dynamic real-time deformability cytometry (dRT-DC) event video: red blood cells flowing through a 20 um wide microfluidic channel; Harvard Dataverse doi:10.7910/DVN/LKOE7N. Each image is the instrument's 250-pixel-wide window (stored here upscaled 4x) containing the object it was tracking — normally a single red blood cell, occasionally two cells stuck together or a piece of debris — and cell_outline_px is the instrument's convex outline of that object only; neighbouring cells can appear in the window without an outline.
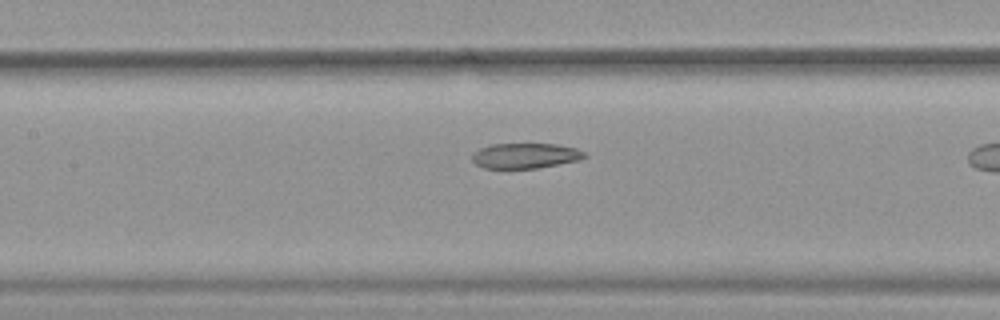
{"species": "common noctule bat (a hibernating species)", "species_latin": "Nyctalus noctula", "temperature_condition": "warm", "stored_images_in_passage": 26, "camera_frame_rate_fps": 3000, "um_per_image_px": 0.085, "animal": {"sex": "female", "body_mass_g": 19.9}, "frame": {"image": 1, "passage_image": 19, "time_ms": 6.0, "image_size_px": [1000, 320], "cell_outline_px": [[588, 156], [580, 160], [536, 168], [484, 168], [476, 164], [472, 160], [472, 152], [480, 148], [492, 144], [556, 144], [576, 148], [584, 152]], "centroid_in_image_um": [44.64, 13.23], "position_along_channel_um": 162.8, "area_um2": 16.53}}
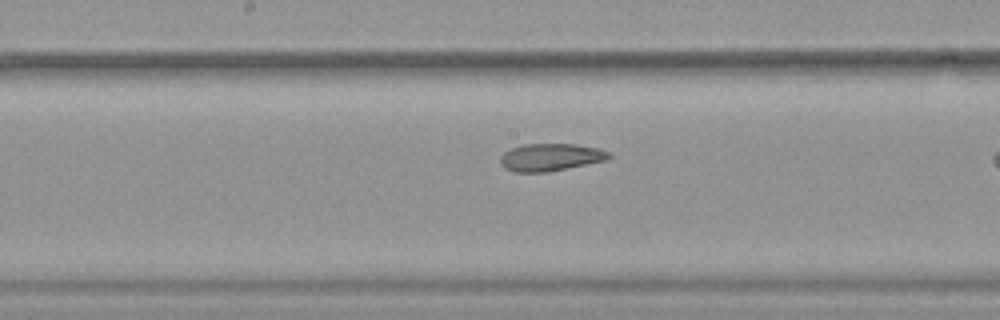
{"frame": {"image": 2, "passage_image": 22, "time_ms": 7.0, "image_size_px": [1000, 320], "cell_outline_px": [[612, 156], [608, 160], [548, 172], [516, 172], [504, 168], [500, 164], [500, 156], [504, 152], [512, 148], [524, 144], [576, 144], [600, 148], [608, 152]], "centroid_in_image_um": [46.81, 13.36], "position_along_channel_um": 201.4, "area_um2": 17.51}}